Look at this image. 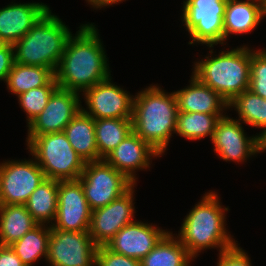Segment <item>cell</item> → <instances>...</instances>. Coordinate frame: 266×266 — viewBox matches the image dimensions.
Here are the masks:
<instances>
[{"mask_svg": "<svg viewBox=\"0 0 266 266\" xmlns=\"http://www.w3.org/2000/svg\"><path fill=\"white\" fill-rule=\"evenodd\" d=\"M98 33L94 23H87L68 38L55 72L59 88L80 94L110 77L108 58Z\"/></svg>", "mask_w": 266, "mask_h": 266, "instance_id": "1", "label": "cell"}, {"mask_svg": "<svg viewBox=\"0 0 266 266\" xmlns=\"http://www.w3.org/2000/svg\"><path fill=\"white\" fill-rule=\"evenodd\" d=\"M142 90L133 99L132 129L162 156L176 131V97L157 85Z\"/></svg>", "mask_w": 266, "mask_h": 266, "instance_id": "2", "label": "cell"}, {"mask_svg": "<svg viewBox=\"0 0 266 266\" xmlns=\"http://www.w3.org/2000/svg\"><path fill=\"white\" fill-rule=\"evenodd\" d=\"M219 200L216 192L204 194L200 202L185 216L178 236L176 234L193 258L204 249L216 247L220 248V253L237 244L225 228V212L229 208H224Z\"/></svg>", "mask_w": 266, "mask_h": 266, "instance_id": "3", "label": "cell"}, {"mask_svg": "<svg viewBox=\"0 0 266 266\" xmlns=\"http://www.w3.org/2000/svg\"><path fill=\"white\" fill-rule=\"evenodd\" d=\"M213 53L210 49L204 60L194 62L192 75L219 93L229 104L236 96L249 89L251 49L244 45L223 50L212 57Z\"/></svg>", "mask_w": 266, "mask_h": 266, "instance_id": "4", "label": "cell"}, {"mask_svg": "<svg viewBox=\"0 0 266 266\" xmlns=\"http://www.w3.org/2000/svg\"><path fill=\"white\" fill-rule=\"evenodd\" d=\"M70 29L50 8L14 47L15 62L50 68L56 72L61 61Z\"/></svg>", "mask_w": 266, "mask_h": 266, "instance_id": "5", "label": "cell"}, {"mask_svg": "<svg viewBox=\"0 0 266 266\" xmlns=\"http://www.w3.org/2000/svg\"><path fill=\"white\" fill-rule=\"evenodd\" d=\"M27 149L44 175L54 180H77L85 162L72 148L64 132L27 137Z\"/></svg>", "mask_w": 266, "mask_h": 266, "instance_id": "6", "label": "cell"}, {"mask_svg": "<svg viewBox=\"0 0 266 266\" xmlns=\"http://www.w3.org/2000/svg\"><path fill=\"white\" fill-rule=\"evenodd\" d=\"M182 22L192 40L209 48L224 46V16L227 0H185Z\"/></svg>", "mask_w": 266, "mask_h": 266, "instance_id": "7", "label": "cell"}, {"mask_svg": "<svg viewBox=\"0 0 266 266\" xmlns=\"http://www.w3.org/2000/svg\"><path fill=\"white\" fill-rule=\"evenodd\" d=\"M78 180L91 211L108 205L134 184L104 159L86 162Z\"/></svg>", "mask_w": 266, "mask_h": 266, "instance_id": "8", "label": "cell"}, {"mask_svg": "<svg viewBox=\"0 0 266 266\" xmlns=\"http://www.w3.org/2000/svg\"><path fill=\"white\" fill-rule=\"evenodd\" d=\"M34 160H8L0 164V205H25L33 191L46 179Z\"/></svg>", "mask_w": 266, "mask_h": 266, "instance_id": "9", "label": "cell"}, {"mask_svg": "<svg viewBox=\"0 0 266 266\" xmlns=\"http://www.w3.org/2000/svg\"><path fill=\"white\" fill-rule=\"evenodd\" d=\"M97 247L88 231H62L51 227L46 261L50 266H94Z\"/></svg>", "mask_w": 266, "mask_h": 266, "instance_id": "10", "label": "cell"}, {"mask_svg": "<svg viewBox=\"0 0 266 266\" xmlns=\"http://www.w3.org/2000/svg\"><path fill=\"white\" fill-rule=\"evenodd\" d=\"M135 185L108 205L92 211L88 232L98 247L105 246L124 226L135 221Z\"/></svg>", "mask_w": 266, "mask_h": 266, "instance_id": "11", "label": "cell"}, {"mask_svg": "<svg viewBox=\"0 0 266 266\" xmlns=\"http://www.w3.org/2000/svg\"><path fill=\"white\" fill-rule=\"evenodd\" d=\"M242 122L229 116L216 124L213 138L214 152L224 161L245 162L249 157L262 153V139L256 135L247 137Z\"/></svg>", "mask_w": 266, "mask_h": 266, "instance_id": "12", "label": "cell"}, {"mask_svg": "<svg viewBox=\"0 0 266 266\" xmlns=\"http://www.w3.org/2000/svg\"><path fill=\"white\" fill-rule=\"evenodd\" d=\"M57 203L51 227L62 231H88L92 211L78 179L58 181Z\"/></svg>", "mask_w": 266, "mask_h": 266, "instance_id": "13", "label": "cell"}, {"mask_svg": "<svg viewBox=\"0 0 266 266\" xmlns=\"http://www.w3.org/2000/svg\"><path fill=\"white\" fill-rule=\"evenodd\" d=\"M111 80L110 76L82 93L88 109L82 110L93 119L132 118L134 96Z\"/></svg>", "mask_w": 266, "mask_h": 266, "instance_id": "14", "label": "cell"}, {"mask_svg": "<svg viewBox=\"0 0 266 266\" xmlns=\"http://www.w3.org/2000/svg\"><path fill=\"white\" fill-rule=\"evenodd\" d=\"M80 103L79 93L58 87L43 111L27 126V137L63 132L67 124L82 109Z\"/></svg>", "mask_w": 266, "mask_h": 266, "instance_id": "15", "label": "cell"}, {"mask_svg": "<svg viewBox=\"0 0 266 266\" xmlns=\"http://www.w3.org/2000/svg\"><path fill=\"white\" fill-rule=\"evenodd\" d=\"M168 232L136 220L124 226L105 246L114 253L142 260Z\"/></svg>", "mask_w": 266, "mask_h": 266, "instance_id": "16", "label": "cell"}, {"mask_svg": "<svg viewBox=\"0 0 266 266\" xmlns=\"http://www.w3.org/2000/svg\"><path fill=\"white\" fill-rule=\"evenodd\" d=\"M161 155L134 132L130 133L104 160L136 184V171L146 170Z\"/></svg>", "mask_w": 266, "mask_h": 266, "instance_id": "17", "label": "cell"}, {"mask_svg": "<svg viewBox=\"0 0 266 266\" xmlns=\"http://www.w3.org/2000/svg\"><path fill=\"white\" fill-rule=\"evenodd\" d=\"M49 9L44 3H11L0 8V36L14 45Z\"/></svg>", "mask_w": 266, "mask_h": 266, "instance_id": "18", "label": "cell"}, {"mask_svg": "<svg viewBox=\"0 0 266 266\" xmlns=\"http://www.w3.org/2000/svg\"><path fill=\"white\" fill-rule=\"evenodd\" d=\"M178 112L223 114L229 109L227 101L216 91L201 83L194 75L190 84L174 92Z\"/></svg>", "mask_w": 266, "mask_h": 266, "instance_id": "19", "label": "cell"}, {"mask_svg": "<svg viewBox=\"0 0 266 266\" xmlns=\"http://www.w3.org/2000/svg\"><path fill=\"white\" fill-rule=\"evenodd\" d=\"M266 17V0H227L224 16V42L230 34L253 31Z\"/></svg>", "mask_w": 266, "mask_h": 266, "instance_id": "20", "label": "cell"}, {"mask_svg": "<svg viewBox=\"0 0 266 266\" xmlns=\"http://www.w3.org/2000/svg\"><path fill=\"white\" fill-rule=\"evenodd\" d=\"M72 148L84 162L99 161L96 145L94 119L82 109L67 124L63 131Z\"/></svg>", "mask_w": 266, "mask_h": 266, "instance_id": "21", "label": "cell"}, {"mask_svg": "<svg viewBox=\"0 0 266 266\" xmlns=\"http://www.w3.org/2000/svg\"><path fill=\"white\" fill-rule=\"evenodd\" d=\"M37 225L25 205H0V245L10 246Z\"/></svg>", "mask_w": 266, "mask_h": 266, "instance_id": "22", "label": "cell"}, {"mask_svg": "<svg viewBox=\"0 0 266 266\" xmlns=\"http://www.w3.org/2000/svg\"><path fill=\"white\" fill-rule=\"evenodd\" d=\"M57 198L58 180L46 178L33 191L25 206L38 224L52 225L57 211Z\"/></svg>", "mask_w": 266, "mask_h": 266, "instance_id": "23", "label": "cell"}, {"mask_svg": "<svg viewBox=\"0 0 266 266\" xmlns=\"http://www.w3.org/2000/svg\"><path fill=\"white\" fill-rule=\"evenodd\" d=\"M191 260L185 246L169 231L140 262L141 266H189Z\"/></svg>", "mask_w": 266, "mask_h": 266, "instance_id": "24", "label": "cell"}, {"mask_svg": "<svg viewBox=\"0 0 266 266\" xmlns=\"http://www.w3.org/2000/svg\"><path fill=\"white\" fill-rule=\"evenodd\" d=\"M94 126L99 160L104 159L133 132L132 118L94 119Z\"/></svg>", "mask_w": 266, "mask_h": 266, "instance_id": "25", "label": "cell"}, {"mask_svg": "<svg viewBox=\"0 0 266 266\" xmlns=\"http://www.w3.org/2000/svg\"><path fill=\"white\" fill-rule=\"evenodd\" d=\"M54 77L55 72L50 68L14 62L5 83L11 94L18 96L30 89L47 85Z\"/></svg>", "mask_w": 266, "mask_h": 266, "instance_id": "26", "label": "cell"}, {"mask_svg": "<svg viewBox=\"0 0 266 266\" xmlns=\"http://www.w3.org/2000/svg\"><path fill=\"white\" fill-rule=\"evenodd\" d=\"M50 233L51 226L38 224L10 247L25 266H33L43 256L45 260L47 259Z\"/></svg>", "mask_w": 266, "mask_h": 266, "instance_id": "27", "label": "cell"}, {"mask_svg": "<svg viewBox=\"0 0 266 266\" xmlns=\"http://www.w3.org/2000/svg\"><path fill=\"white\" fill-rule=\"evenodd\" d=\"M238 113V121L252 127L261 128L257 134L261 139L266 137V99L247 89L236 96L229 104Z\"/></svg>", "mask_w": 266, "mask_h": 266, "instance_id": "28", "label": "cell"}, {"mask_svg": "<svg viewBox=\"0 0 266 266\" xmlns=\"http://www.w3.org/2000/svg\"><path fill=\"white\" fill-rule=\"evenodd\" d=\"M224 116L225 114L178 112L175 134L188 140H200L208 135L212 139L217 122Z\"/></svg>", "mask_w": 266, "mask_h": 266, "instance_id": "29", "label": "cell"}, {"mask_svg": "<svg viewBox=\"0 0 266 266\" xmlns=\"http://www.w3.org/2000/svg\"><path fill=\"white\" fill-rule=\"evenodd\" d=\"M58 88L54 77L47 85L33 88L18 95L19 105L27 115V126L45 108L52 93Z\"/></svg>", "mask_w": 266, "mask_h": 266, "instance_id": "30", "label": "cell"}, {"mask_svg": "<svg viewBox=\"0 0 266 266\" xmlns=\"http://www.w3.org/2000/svg\"><path fill=\"white\" fill-rule=\"evenodd\" d=\"M249 90L266 99V49L251 50Z\"/></svg>", "mask_w": 266, "mask_h": 266, "instance_id": "31", "label": "cell"}, {"mask_svg": "<svg viewBox=\"0 0 266 266\" xmlns=\"http://www.w3.org/2000/svg\"><path fill=\"white\" fill-rule=\"evenodd\" d=\"M95 266H141L138 259L112 252L106 246L97 247Z\"/></svg>", "mask_w": 266, "mask_h": 266, "instance_id": "32", "label": "cell"}, {"mask_svg": "<svg viewBox=\"0 0 266 266\" xmlns=\"http://www.w3.org/2000/svg\"><path fill=\"white\" fill-rule=\"evenodd\" d=\"M217 266H252L247 252L238 244L219 253Z\"/></svg>", "mask_w": 266, "mask_h": 266, "instance_id": "33", "label": "cell"}, {"mask_svg": "<svg viewBox=\"0 0 266 266\" xmlns=\"http://www.w3.org/2000/svg\"><path fill=\"white\" fill-rule=\"evenodd\" d=\"M14 62V47L12 44H7L0 49V80L5 82Z\"/></svg>", "mask_w": 266, "mask_h": 266, "instance_id": "34", "label": "cell"}, {"mask_svg": "<svg viewBox=\"0 0 266 266\" xmlns=\"http://www.w3.org/2000/svg\"><path fill=\"white\" fill-rule=\"evenodd\" d=\"M0 266H25L10 246L0 245Z\"/></svg>", "mask_w": 266, "mask_h": 266, "instance_id": "35", "label": "cell"}, {"mask_svg": "<svg viewBox=\"0 0 266 266\" xmlns=\"http://www.w3.org/2000/svg\"><path fill=\"white\" fill-rule=\"evenodd\" d=\"M88 4H90L92 7L98 9L106 6H111L117 3H120L124 0H86Z\"/></svg>", "mask_w": 266, "mask_h": 266, "instance_id": "36", "label": "cell"}, {"mask_svg": "<svg viewBox=\"0 0 266 266\" xmlns=\"http://www.w3.org/2000/svg\"><path fill=\"white\" fill-rule=\"evenodd\" d=\"M8 43L0 36V49L4 48Z\"/></svg>", "mask_w": 266, "mask_h": 266, "instance_id": "37", "label": "cell"}, {"mask_svg": "<svg viewBox=\"0 0 266 266\" xmlns=\"http://www.w3.org/2000/svg\"><path fill=\"white\" fill-rule=\"evenodd\" d=\"M266 150V137L262 139V152H265Z\"/></svg>", "mask_w": 266, "mask_h": 266, "instance_id": "38", "label": "cell"}]
</instances>
